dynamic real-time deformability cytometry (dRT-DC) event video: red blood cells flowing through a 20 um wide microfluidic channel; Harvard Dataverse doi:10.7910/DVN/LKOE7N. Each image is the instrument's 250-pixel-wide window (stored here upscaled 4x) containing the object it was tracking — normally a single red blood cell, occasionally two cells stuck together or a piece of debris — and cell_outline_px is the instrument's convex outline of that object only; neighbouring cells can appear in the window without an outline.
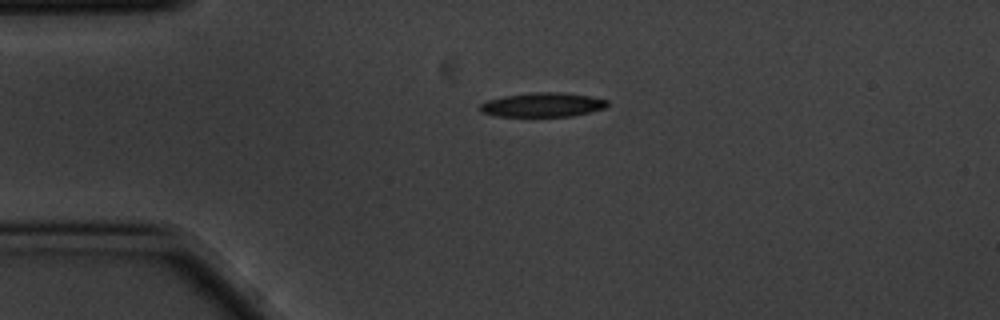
{"species": "common noctule bat (a hibernating species)", "species_latin": "Nyctalus noctula", "temperature_condition": "cold", "stored_images_in_passage": 2, "camera_frame_rate_fps": 3000, "um_per_image_px": 0.085, "animal": {"sex": "male", "body_mass_g": 20.1, "forearm_length_mm": 53.5}, "frame": {"image": 1, "passage_image": 1, "time_ms": 0.0, "image_size_px": [1000, 320], "cell_outline_px": [[608, 104], [604, 108], [572, 116], [496, 116], [480, 112], [480, 104], [488, 100], [504, 96], [532, 92], [556, 92], [588, 96], [608, 100]], "centroid_in_image_um": [46.09, 8.91], "position_along_channel_um": 38.9, "area_um2": 17.74}}